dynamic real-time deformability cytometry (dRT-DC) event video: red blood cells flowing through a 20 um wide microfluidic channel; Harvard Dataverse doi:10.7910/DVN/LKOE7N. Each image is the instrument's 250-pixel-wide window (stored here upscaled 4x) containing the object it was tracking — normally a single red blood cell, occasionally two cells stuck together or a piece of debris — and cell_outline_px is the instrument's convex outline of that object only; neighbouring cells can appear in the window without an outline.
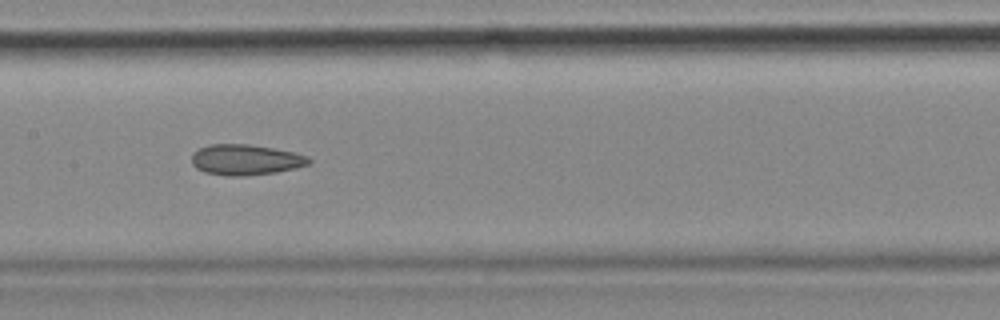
{"species": "common noctule bat (a hibernating species)", "species_latin": "Nyctalus noctula", "temperature_condition": "cold", "stored_images_in_passage": 44, "camera_frame_rate_fps": 3000, "um_per_image_px": 0.085, "animal": {"sex": "female", "body_mass_g": 18.4}, "frame": {"image": 1, "passage_image": 19, "time_ms": 6.0, "image_size_px": [1000, 320], "cell_outline_px": [[312, 160], [308, 164], [296, 168], [276, 172], [244, 176], [224, 176], [204, 172], [196, 168], [192, 164], [192, 156], [200, 148], [208, 144], [248, 144], [296, 152], [308, 156]], "centroid_in_image_um": [20.89, 13.58], "position_along_channel_um": 186.5, "area_um2": 20.98}, "authors_computed_cell_mechanics": {"area_um2": 21.2126, "velocity_mm_per_s": 3.5803, "shape_relaxation_time_tau1_ms": null, "shape_relaxation_time_tau2_ms": 4.2667, "deformation_change_tau1": null, "deformation_change_tau2": 0.1285}}